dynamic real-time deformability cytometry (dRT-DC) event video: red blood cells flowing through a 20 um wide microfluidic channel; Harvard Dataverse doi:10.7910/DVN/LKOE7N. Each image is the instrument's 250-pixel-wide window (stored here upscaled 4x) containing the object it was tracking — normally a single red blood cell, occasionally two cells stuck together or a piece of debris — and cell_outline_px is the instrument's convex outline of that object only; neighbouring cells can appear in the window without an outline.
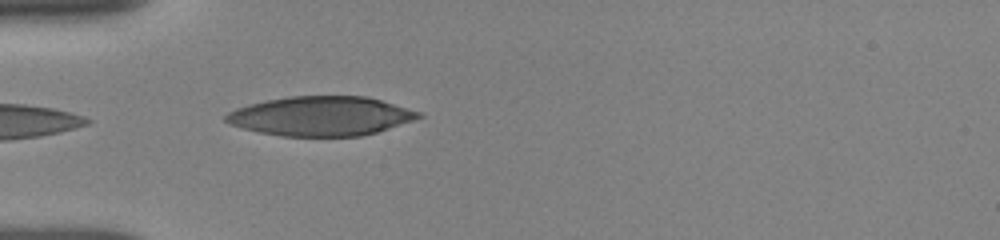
{"species": "human", "species_latin": "Homo sapiens", "temperature_condition": "room temperature", "stored_images_in_passage": 8, "camera_frame_rate_fps": 3000, "um_per_image_px": 0.085, "donor": {"sex": "female"}, "frame": {"image": 1, "passage_image": 5, "time_ms": 4.0, "image_size_px": [1000, 240], "cell_outline_px": [[424, 116], [376, 132], [360, 136], [284, 136], [260, 132], [244, 128], [232, 124], [224, 120], [224, 116], [228, 112], [236, 108], [248, 104], [288, 96], [368, 96], [420, 112]], "centroid_in_image_um": [27.26, 9.86], "position_along_channel_um": 57.7, "area_um2": 43.81}}